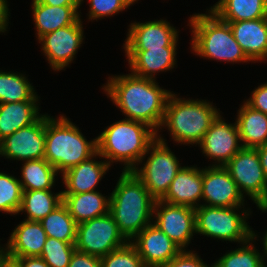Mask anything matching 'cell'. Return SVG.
Here are the masks:
<instances>
[{"mask_svg":"<svg viewBox=\"0 0 267 267\" xmlns=\"http://www.w3.org/2000/svg\"><path fill=\"white\" fill-rule=\"evenodd\" d=\"M107 79L101 89L125 118L142 122L158 133L167 99L173 91L164 89L156 80L131 73L111 74Z\"/></svg>","mask_w":267,"mask_h":267,"instance_id":"1","label":"cell"},{"mask_svg":"<svg viewBox=\"0 0 267 267\" xmlns=\"http://www.w3.org/2000/svg\"><path fill=\"white\" fill-rule=\"evenodd\" d=\"M110 193L109 213L119 231L130 242L152 223L156 199L133 171H121Z\"/></svg>","mask_w":267,"mask_h":267,"instance_id":"2","label":"cell"},{"mask_svg":"<svg viewBox=\"0 0 267 267\" xmlns=\"http://www.w3.org/2000/svg\"><path fill=\"white\" fill-rule=\"evenodd\" d=\"M208 99L181 97L172 92L167 99L165 115L158 133L169 131L177 145L191 146L201 142L212 122L222 112Z\"/></svg>","mask_w":267,"mask_h":267,"instance_id":"3","label":"cell"},{"mask_svg":"<svg viewBox=\"0 0 267 267\" xmlns=\"http://www.w3.org/2000/svg\"><path fill=\"white\" fill-rule=\"evenodd\" d=\"M97 152L112 166L123 164L122 171H132L147 152L157 133L148 125L120 119L99 133Z\"/></svg>","mask_w":267,"mask_h":267,"instance_id":"4","label":"cell"},{"mask_svg":"<svg viewBox=\"0 0 267 267\" xmlns=\"http://www.w3.org/2000/svg\"><path fill=\"white\" fill-rule=\"evenodd\" d=\"M188 22L192 35L191 53L233 65L251 62L235 40L229 24L220 20L208 8L205 13L190 15Z\"/></svg>","mask_w":267,"mask_h":267,"instance_id":"5","label":"cell"},{"mask_svg":"<svg viewBox=\"0 0 267 267\" xmlns=\"http://www.w3.org/2000/svg\"><path fill=\"white\" fill-rule=\"evenodd\" d=\"M96 153L97 137L87 140L79 127L63 113L54 118L46 113L44 158L60 175Z\"/></svg>","mask_w":267,"mask_h":267,"instance_id":"6","label":"cell"},{"mask_svg":"<svg viewBox=\"0 0 267 267\" xmlns=\"http://www.w3.org/2000/svg\"><path fill=\"white\" fill-rule=\"evenodd\" d=\"M251 207H211L195 209L196 234L216 241L242 244L253 236L250 219ZM249 218V219H248Z\"/></svg>","mask_w":267,"mask_h":267,"instance_id":"7","label":"cell"},{"mask_svg":"<svg viewBox=\"0 0 267 267\" xmlns=\"http://www.w3.org/2000/svg\"><path fill=\"white\" fill-rule=\"evenodd\" d=\"M161 135L157 133V138L149 145L139 164L132 170L156 200L167 193L170 184L182 168L177 155L172 152L167 140Z\"/></svg>","mask_w":267,"mask_h":267,"instance_id":"8","label":"cell"},{"mask_svg":"<svg viewBox=\"0 0 267 267\" xmlns=\"http://www.w3.org/2000/svg\"><path fill=\"white\" fill-rule=\"evenodd\" d=\"M244 197L255 203L262 213L267 212V179L257 149L242 148L224 166Z\"/></svg>","mask_w":267,"mask_h":267,"instance_id":"9","label":"cell"},{"mask_svg":"<svg viewBox=\"0 0 267 267\" xmlns=\"http://www.w3.org/2000/svg\"><path fill=\"white\" fill-rule=\"evenodd\" d=\"M128 242L110 213L77 225L75 248L78 251L101 258Z\"/></svg>","mask_w":267,"mask_h":267,"instance_id":"10","label":"cell"},{"mask_svg":"<svg viewBox=\"0 0 267 267\" xmlns=\"http://www.w3.org/2000/svg\"><path fill=\"white\" fill-rule=\"evenodd\" d=\"M82 20L80 15L74 24L47 33L38 40L41 52L53 71L60 72L69 67L83 46L85 29Z\"/></svg>","mask_w":267,"mask_h":267,"instance_id":"11","label":"cell"},{"mask_svg":"<svg viewBox=\"0 0 267 267\" xmlns=\"http://www.w3.org/2000/svg\"><path fill=\"white\" fill-rule=\"evenodd\" d=\"M152 223L162 230L182 251H190L188 246L196 235L195 209L156 200Z\"/></svg>","mask_w":267,"mask_h":267,"instance_id":"12","label":"cell"},{"mask_svg":"<svg viewBox=\"0 0 267 267\" xmlns=\"http://www.w3.org/2000/svg\"><path fill=\"white\" fill-rule=\"evenodd\" d=\"M222 114L212 122L198 144L202 155L212 162L208 166H225L243 148L236 121L226 122Z\"/></svg>","mask_w":267,"mask_h":267,"instance_id":"13","label":"cell"},{"mask_svg":"<svg viewBox=\"0 0 267 267\" xmlns=\"http://www.w3.org/2000/svg\"><path fill=\"white\" fill-rule=\"evenodd\" d=\"M46 113L32 124L0 141V157L15 161L42 159L45 156Z\"/></svg>","mask_w":267,"mask_h":267,"instance_id":"14","label":"cell"},{"mask_svg":"<svg viewBox=\"0 0 267 267\" xmlns=\"http://www.w3.org/2000/svg\"><path fill=\"white\" fill-rule=\"evenodd\" d=\"M123 51H147L170 46L178 37L179 30L167 19L145 22L134 21L128 25Z\"/></svg>","mask_w":267,"mask_h":267,"instance_id":"15","label":"cell"},{"mask_svg":"<svg viewBox=\"0 0 267 267\" xmlns=\"http://www.w3.org/2000/svg\"><path fill=\"white\" fill-rule=\"evenodd\" d=\"M247 200L224 166L203 168L202 205L211 207L246 206Z\"/></svg>","mask_w":267,"mask_h":267,"instance_id":"16","label":"cell"},{"mask_svg":"<svg viewBox=\"0 0 267 267\" xmlns=\"http://www.w3.org/2000/svg\"><path fill=\"white\" fill-rule=\"evenodd\" d=\"M138 250L146 267H161L182 250L153 223L130 241Z\"/></svg>","mask_w":267,"mask_h":267,"instance_id":"17","label":"cell"},{"mask_svg":"<svg viewBox=\"0 0 267 267\" xmlns=\"http://www.w3.org/2000/svg\"><path fill=\"white\" fill-rule=\"evenodd\" d=\"M179 37L168 47L147 51H124L130 73L141 78L157 80L158 73L172 71L177 66Z\"/></svg>","mask_w":267,"mask_h":267,"instance_id":"18","label":"cell"},{"mask_svg":"<svg viewBox=\"0 0 267 267\" xmlns=\"http://www.w3.org/2000/svg\"><path fill=\"white\" fill-rule=\"evenodd\" d=\"M97 158H100L99 161ZM103 159V160H102ZM112 166L97 152L90 159L66 170L59 177L65 189L62 194H80L97 191V185Z\"/></svg>","mask_w":267,"mask_h":267,"instance_id":"19","label":"cell"},{"mask_svg":"<svg viewBox=\"0 0 267 267\" xmlns=\"http://www.w3.org/2000/svg\"><path fill=\"white\" fill-rule=\"evenodd\" d=\"M6 244H0L5 257L40 256L47 240L40 221L23 219L10 233Z\"/></svg>","mask_w":267,"mask_h":267,"instance_id":"20","label":"cell"},{"mask_svg":"<svg viewBox=\"0 0 267 267\" xmlns=\"http://www.w3.org/2000/svg\"><path fill=\"white\" fill-rule=\"evenodd\" d=\"M202 191L203 167L185 165L178 171L167 193L160 200L196 209L202 205Z\"/></svg>","mask_w":267,"mask_h":267,"instance_id":"21","label":"cell"},{"mask_svg":"<svg viewBox=\"0 0 267 267\" xmlns=\"http://www.w3.org/2000/svg\"><path fill=\"white\" fill-rule=\"evenodd\" d=\"M226 23L251 63L267 62V18Z\"/></svg>","mask_w":267,"mask_h":267,"instance_id":"22","label":"cell"},{"mask_svg":"<svg viewBox=\"0 0 267 267\" xmlns=\"http://www.w3.org/2000/svg\"><path fill=\"white\" fill-rule=\"evenodd\" d=\"M80 6H50L32 0L31 10L37 41L47 33L74 24L79 18Z\"/></svg>","mask_w":267,"mask_h":267,"instance_id":"23","label":"cell"},{"mask_svg":"<svg viewBox=\"0 0 267 267\" xmlns=\"http://www.w3.org/2000/svg\"><path fill=\"white\" fill-rule=\"evenodd\" d=\"M100 192L97 190L80 194H62V203L77 225L109 213L110 194L105 196Z\"/></svg>","mask_w":267,"mask_h":267,"instance_id":"24","label":"cell"},{"mask_svg":"<svg viewBox=\"0 0 267 267\" xmlns=\"http://www.w3.org/2000/svg\"><path fill=\"white\" fill-rule=\"evenodd\" d=\"M242 103L234 118L241 144L243 148L256 149L267 144V115Z\"/></svg>","mask_w":267,"mask_h":267,"instance_id":"25","label":"cell"},{"mask_svg":"<svg viewBox=\"0 0 267 267\" xmlns=\"http://www.w3.org/2000/svg\"><path fill=\"white\" fill-rule=\"evenodd\" d=\"M40 101L0 104V141L17 130L34 123L41 115Z\"/></svg>","mask_w":267,"mask_h":267,"instance_id":"26","label":"cell"},{"mask_svg":"<svg viewBox=\"0 0 267 267\" xmlns=\"http://www.w3.org/2000/svg\"><path fill=\"white\" fill-rule=\"evenodd\" d=\"M212 11L224 22H238L267 18V0H218Z\"/></svg>","mask_w":267,"mask_h":267,"instance_id":"27","label":"cell"},{"mask_svg":"<svg viewBox=\"0 0 267 267\" xmlns=\"http://www.w3.org/2000/svg\"><path fill=\"white\" fill-rule=\"evenodd\" d=\"M22 163L19 181L23 191L52 190L55 187L60 174L45 158Z\"/></svg>","mask_w":267,"mask_h":267,"instance_id":"28","label":"cell"},{"mask_svg":"<svg viewBox=\"0 0 267 267\" xmlns=\"http://www.w3.org/2000/svg\"><path fill=\"white\" fill-rule=\"evenodd\" d=\"M62 203V190L23 191L20 209L17 215L25 214L26 220L41 221Z\"/></svg>","mask_w":267,"mask_h":267,"instance_id":"29","label":"cell"},{"mask_svg":"<svg viewBox=\"0 0 267 267\" xmlns=\"http://www.w3.org/2000/svg\"><path fill=\"white\" fill-rule=\"evenodd\" d=\"M26 73L0 70V104L20 101H40Z\"/></svg>","mask_w":267,"mask_h":267,"instance_id":"30","label":"cell"},{"mask_svg":"<svg viewBox=\"0 0 267 267\" xmlns=\"http://www.w3.org/2000/svg\"><path fill=\"white\" fill-rule=\"evenodd\" d=\"M258 235L253 230V236L247 242L239 244L234 250H227L223 256L215 259L213 267H267L262 251L256 246Z\"/></svg>","mask_w":267,"mask_h":267,"instance_id":"31","label":"cell"},{"mask_svg":"<svg viewBox=\"0 0 267 267\" xmlns=\"http://www.w3.org/2000/svg\"><path fill=\"white\" fill-rule=\"evenodd\" d=\"M40 223L47 237L76 243L77 224L63 203L43 218Z\"/></svg>","mask_w":267,"mask_h":267,"instance_id":"32","label":"cell"},{"mask_svg":"<svg viewBox=\"0 0 267 267\" xmlns=\"http://www.w3.org/2000/svg\"><path fill=\"white\" fill-rule=\"evenodd\" d=\"M23 189L15 175L0 172V212L17 215L22 201Z\"/></svg>","mask_w":267,"mask_h":267,"instance_id":"33","label":"cell"},{"mask_svg":"<svg viewBox=\"0 0 267 267\" xmlns=\"http://www.w3.org/2000/svg\"><path fill=\"white\" fill-rule=\"evenodd\" d=\"M75 249V243L47 237L40 257L50 267H68Z\"/></svg>","mask_w":267,"mask_h":267,"instance_id":"34","label":"cell"},{"mask_svg":"<svg viewBox=\"0 0 267 267\" xmlns=\"http://www.w3.org/2000/svg\"><path fill=\"white\" fill-rule=\"evenodd\" d=\"M89 4V11L86 15L88 22H96L105 17H113L120 12L129 9L130 6L138 3L139 0H86ZM84 0H81L83 4Z\"/></svg>","mask_w":267,"mask_h":267,"instance_id":"35","label":"cell"},{"mask_svg":"<svg viewBox=\"0 0 267 267\" xmlns=\"http://www.w3.org/2000/svg\"><path fill=\"white\" fill-rule=\"evenodd\" d=\"M100 259L102 267H146L138 250L131 242Z\"/></svg>","mask_w":267,"mask_h":267,"instance_id":"36","label":"cell"},{"mask_svg":"<svg viewBox=\"0 0 267 267\" xmlns=\"http://www.w3.org/2000/svg\"><path fill=\"white\" fill-rule=\"evenodd\" d=\"M161 267H213L205 263L197 251H181L175 258L170 260L167 264Z\"/></svg>","mask_w":267,"mask_h":267,"instance_id":"37","label":"cell"},{"mask_svg":"<svg viewBox=\"0 0 267 267\" xmlns=\"http://www.w3.org/2000/svg\"><path fill=\"white\" fill-rule=\"evenodd\" d=\"M252 109L267 115V81L255 87L248 99L243 100Z\"/></svg>","mask_w":267,"mask_h":267,"instance_id":"38","label":"cell"},{"mask_svg":"<svg viewBox=\"0 0 267 267\" xmlns=\"http://www.w3.org/2000/svg\"><path fill=\"white\" fill-rule=\"evenodd\" d=\"M68 267H102L100 257L75 249Z\"/></svg>","mask_w":267,"mask_h":267,"instance_id":"39","label":"cell"},{"mask_svg":"<svg viewBox=\"0 0 267 267\" xmlns=\"http://www.w3.org/2000/svg\"><path fill=\"white\" fill-rule=\"evenodd\" d=\"M16 267H50L40 256L34 257H6Z\"/></svg>","mask_w":267,"mask_h":267,"instance_id":"40","label":"cell"},{"mask_svg":"<svg viewBox=\"0 0 267 267\" xmlns=\"http://www.w3.org/2000/svg\"><path fill=\"white\" fill-rule=\"evenodd\" d=\"M8 0H0V34L8 32L9 17L11 16Z\"/></svg>","mask_w":267,"mask_h":267,"instance_id":"41","label":"cell"},{"mask_svg":"<svg viewBox=\"0 0 267 267\" xmlns=\"http://www.w3.org/2000/svg\"><path fill=\"white\" fill-rule=\"evenodd\" d=\"M50 6H82L81 0H37Z\"/></svg>","mask_w":267,"mask_h":267,"instance_id":"42","label":"cell"},{"mask_svg":"<svg viewBox=\"0 0 267 267\" xmlns=\"http://www.w3.org/2000/svg\"><path fill=\"white\" fill-rule=\"evenodd\" d=\"M257 149L258 156L260 159V163L262 166V169L264 171L265 177L267 179V144L260 146Z\"/></svg>","mask_w":267,"mask_h":267,"instance_id":"43","label":"cell"},{"mask_svg":"<svg viewBox=\"0 0 267 267\" xmlns=\"http://www.w3.org/2000/svg\"><path fill=\"white\" fill-rule=\"evenodd\" d=\"M260 238H261L260 240H262L261 244L263 246L261 251H262L264 258H265V261L267 263V229H266L265 233L263 234V237H260Z\"/></svg>","mask_w":267,"mask_h":267,"instance_id":"44","label":"cell"},{"mask_svg":"<svg viewBox=\"0 0 267 267\" xmlns=\"http://www.w3.org/2000/svg\"><path fill=\"white\" fill-rule=\"evenodd\" d=\"M8 260L6 259L4 253L0 250V267H2Z\"/></svg>","mask_w":267,"mask_h":267,"instance_id":"45","label":"cell"},{"mask_svg":"<svg viewBox=\"0 0 267 267\" xmlns=\"http://www.w3.org/2000/svg\"><path fill=\"white\" fill-rule=\"evenodd\" d=\"M2 267H16L11 261H7Z\"/></svg>","mask_w":267,"mask_h":267,"instance_id":"46","label":"cell"}]
</instances>
